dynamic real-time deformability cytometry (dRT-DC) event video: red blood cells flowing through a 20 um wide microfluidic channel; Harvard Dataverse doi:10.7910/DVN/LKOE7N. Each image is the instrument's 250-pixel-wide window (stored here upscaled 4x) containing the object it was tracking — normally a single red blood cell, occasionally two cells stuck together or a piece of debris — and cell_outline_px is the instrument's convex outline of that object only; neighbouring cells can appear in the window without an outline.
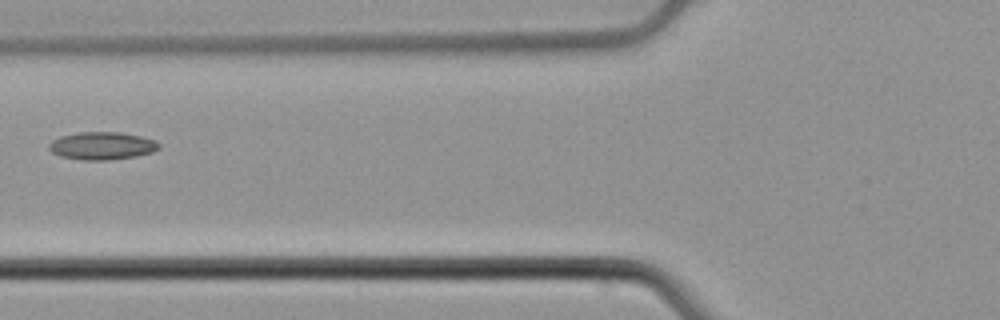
{"species": "common noctule bat (a hibernating species)", "species_latin": "Nyctalus noctula", "temperature_condition": "cold", "stored_images_in_passage": 2, "camera_frame_rate_fps": 3000, "um_per_image_px": 0.085, "animal": {"sex": "male", "body_mass_g": 21.5, "forearm_length_mm": 52.0}, "frame": {"image": 1, "passage_image": 2, "time_ms": 0.333, "image_size_px": [1000, 320], "cell_outline_px": [[160, 148], [152, 152], [136, 156], [108, 160], [84, 160], [60, 156], [52, 152], [48, 148], [48, 144], [52, 140], [60, 136], [80, 132], [120, 132], [140, 136], [156, 140], [160, 144]], "centroid_in_image_um": [8.67, 12.39], "position_along_channel_um": 117.1, "area_um2": 17.8}}